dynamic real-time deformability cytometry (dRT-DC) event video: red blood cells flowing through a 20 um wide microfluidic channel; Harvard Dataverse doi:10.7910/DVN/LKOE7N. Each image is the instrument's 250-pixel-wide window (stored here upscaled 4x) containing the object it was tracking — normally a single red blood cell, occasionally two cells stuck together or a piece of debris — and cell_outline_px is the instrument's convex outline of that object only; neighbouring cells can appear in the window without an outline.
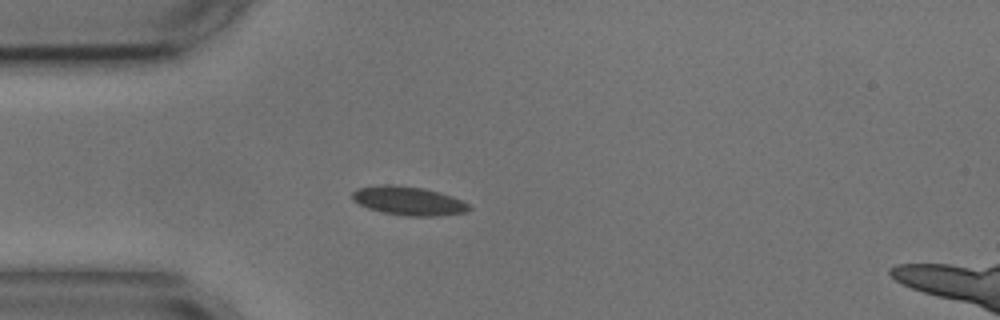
{"species": "common noctule bat (a hibernating species)", "species_latin": "Nyctalus noctula", "temperature_condition": "cold", "stored_images_in_passage": 5, "camera_frame_rate_fps": 3000, "um_per_image_px": 0.085, "animal": {"sex": "male", "body_mass_g": 17.9, "forearm_length_mm": 54.2}, "frame": {"image": 1, "passage_image": 4, "time_ms": 3.667, "image_size_px": [1000, 320], "cell_outline_px": [[472, 208], [464, 212], [436, 216], [408, 216], [384, 212], [368, 208], [352, 200], [352, 192], [356, 188], [380, 184], [396, 184], [424, 188], [440, 192], [452, 196], [468, 204]], "centroid_in_image_um": [34.69, 17.05], "position_along_channel_um": 50.3, "area_um2": 19.59}}